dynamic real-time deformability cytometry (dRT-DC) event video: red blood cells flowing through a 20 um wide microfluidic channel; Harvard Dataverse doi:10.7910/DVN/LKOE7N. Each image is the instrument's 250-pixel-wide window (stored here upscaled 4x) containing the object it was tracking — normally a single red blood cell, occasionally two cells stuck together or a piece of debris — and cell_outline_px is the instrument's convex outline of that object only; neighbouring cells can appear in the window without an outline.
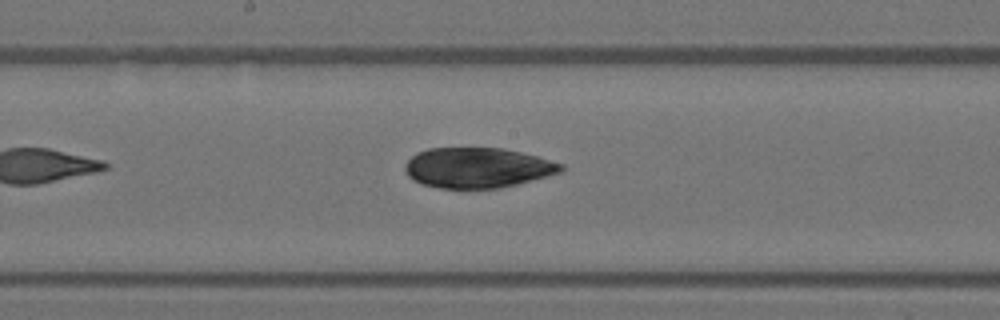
{"species": "Egyptian fruit bat (a non-hibernating species)", "species_latin": "Rousettus aegyptiacus", "temperature_condition": "warm", "stored_images_in_passage": 29, "camera_frame_rate_fps": 3000, "um_per_image_px": 0.085, "animal": {"sex": "female"}, "frame": {"image": 1, "passage_image": 11, "time_ms": 3.333, "image_size_px": [1000, 320], "cell_outline_px": [[564, 168], [560, 172], [516, 184], [500, 188], [440, 188], [420, 184], [412, 180], [408, 176], [404, 168], [408, 160], [416, 152], [428, 148], [504, 148], [540, 156], [564, 164]], "centroid_in_image_um": [40.58, 14.25], "position_along_channel_um": 207.6, "area_um2": 36.7}}
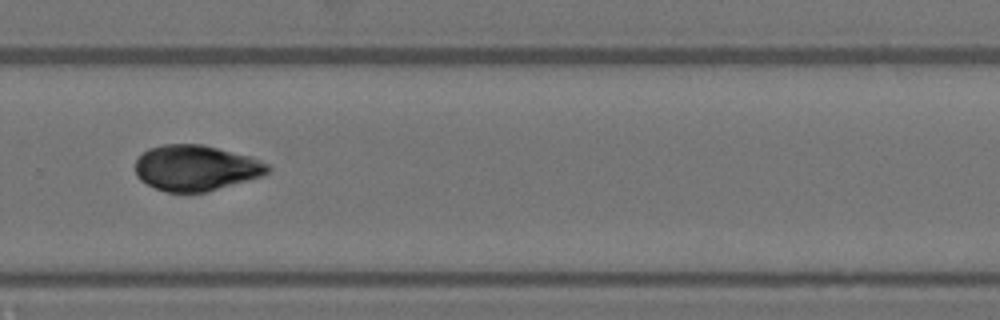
{"frame": {"image": 2, "passage_image": 19, "time_ms": 6.0, "image_size_px": [1000, 320], "cell_outline_px": [[272, 168], [268, 172], [260, 176], [204, 192], [168, 192], [156, 188], [140, 180], [136, 176], [136, 160], [148, 148], [164, 144], [200, 144], [248, 156], [260, 160], [268, 164]], "centroid_in_image_um": [16.62, 14.27], "position_along_channel_um": 313.2, "area_um2": 34.68}}
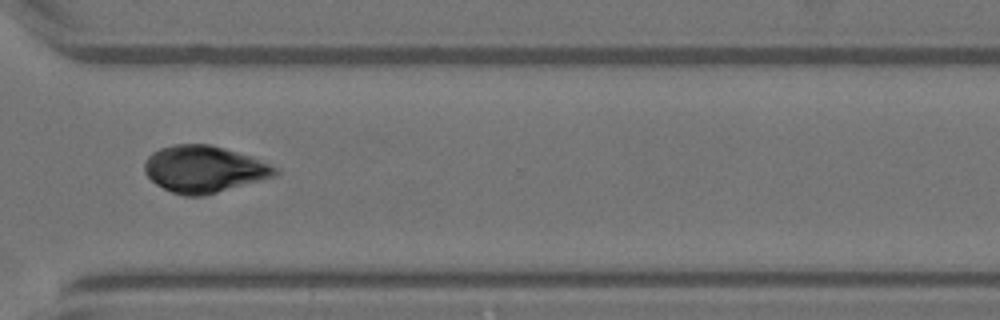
{"frame": {"image": 3, "passage_image": 22, "time_ms": 7.0, "image_size_px": [1000, 320], "cell_outline_px": [[280, 172], [276, 176], [204, 196], [184, 196], [172, 192], [156, 184], [144, 172], [144, 160], [152, 152], [160, 148], [172, 144], [212, 144], [252, 156], [280, 168]], "centroid_in_image_um": [17.37, 14.37], "position_along_channel_um": 353.2, "area_um2": 36.01}}